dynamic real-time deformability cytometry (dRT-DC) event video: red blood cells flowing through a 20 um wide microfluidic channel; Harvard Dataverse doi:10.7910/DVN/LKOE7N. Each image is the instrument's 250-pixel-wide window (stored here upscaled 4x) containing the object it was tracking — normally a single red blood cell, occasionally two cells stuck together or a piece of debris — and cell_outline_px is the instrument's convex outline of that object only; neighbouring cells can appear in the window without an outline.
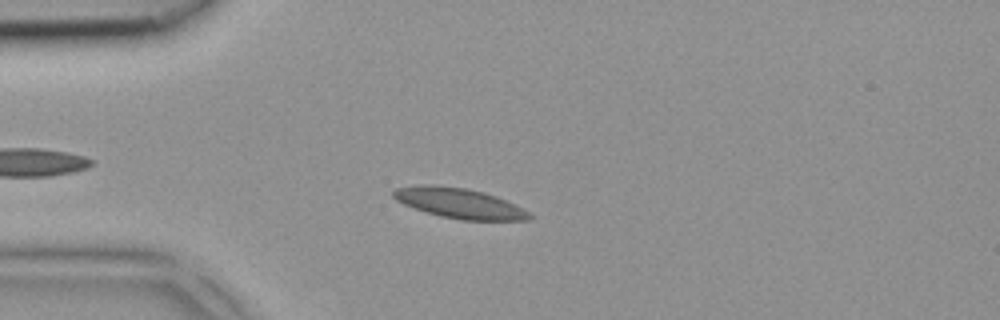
{"species": "common noctule bat (a hibernating species)", "species_latin": "Nyctalus noctula", "temperature_condition": "room temperature", "stored_images_in_passage": 6, "camera_frame_rate_fps": 3000, "um_per_image_px": 0.085, "animal": {"sex": "female", "body_mass_g": 18.4}, "frame": {"image": 1, "passage_image": 4, "time_ms": 1.0, "image_size_px": [1000, 320], "cell_outline_px": [[536, 216], [528, 220], [460, 220], [440, 216], [404, 204], [396, 200], [392, 196], [392, 192], [396, 188], [420, 184], [432, 184], [468, 188], [484, 192], [496, 196], [516, 204]], "centroid_in_image_um": [39.08, 17.26], "position_along_channel_um": 45.9, "area_um2": 24.1}}